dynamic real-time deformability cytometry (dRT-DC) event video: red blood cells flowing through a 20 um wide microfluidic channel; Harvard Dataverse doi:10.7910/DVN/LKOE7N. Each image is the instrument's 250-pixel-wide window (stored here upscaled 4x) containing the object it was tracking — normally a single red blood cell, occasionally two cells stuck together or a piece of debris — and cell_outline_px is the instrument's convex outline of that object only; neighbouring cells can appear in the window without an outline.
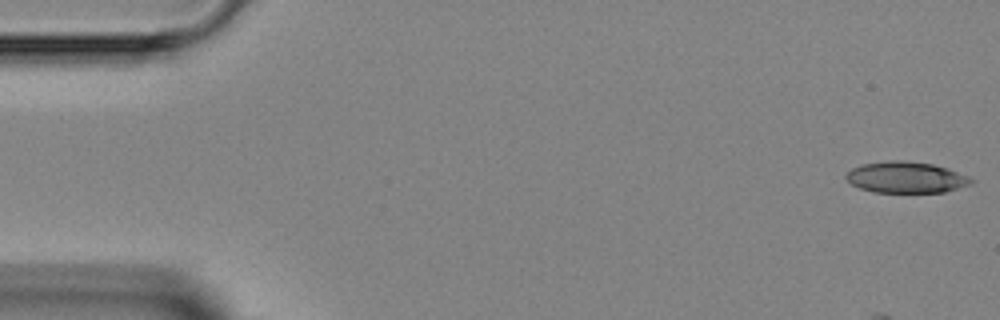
{"species": "Egyptian fruit bat (a non-hibernating species)", "species_latin": "Rousettus aegyptiacus", "temperature_condition": "room temperature", "stored_images_in_passage": 2, "camera_frame_rate_fps": 3000, "um_per_image_px": 0.085, "animal": {"sex": "female"}, "frame": {"image": 1, "passage_image": 2, "time_ms": 0.333, "image_size_px": [1000, 320], "cell_outline_px": [[976, 180], [972, 184], [944, 192], [872, 192], [860, 188], [852, 184], [844, 176], [852, 168], [860, 164], [888, 160], [904, 160], [932, 164], [948, 168], [968, 176]], "centroid_in_image_um": [77.02, 15.07], "position_along_channel_um": 8.0, "area_um2": 22.89}}